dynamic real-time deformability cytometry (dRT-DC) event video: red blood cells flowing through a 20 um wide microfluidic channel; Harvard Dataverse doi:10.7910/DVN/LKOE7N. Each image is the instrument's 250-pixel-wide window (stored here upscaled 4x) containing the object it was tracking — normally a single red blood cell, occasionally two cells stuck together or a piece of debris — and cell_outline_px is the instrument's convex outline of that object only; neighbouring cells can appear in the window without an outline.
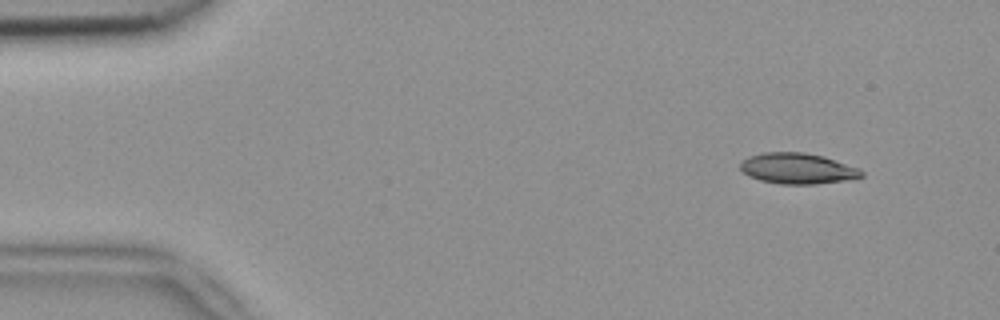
{"species": "common noctule bat (a hibernating species)", "species_latin": "Nyctalus noctula", "temperature_condition": "room temperature", "stored_images_in_passage": 4, "camera_frame_rate_fps": 3000, "um_per_image_px": 0.085, "animal": {"sex": "female", "body_mass_g": 18.4}, "frame": {"image": 1, "passage_image": 2, "time_ms": 0.333, "image_size_px": [1000, 320], "cell_outline_px": [[864, 176], [844, 180], [816, 184], [780, 184], [760, 180], [748, 176], [740, 168], [740, 164], [748, 156], [764, 152], [804, 152], [824, 156], [860, 168], [864, 172]], "centroid_in_image_um": [67.8, 14.31], "position_along_channel_um": 17.2, "area_um2": 21.79}}